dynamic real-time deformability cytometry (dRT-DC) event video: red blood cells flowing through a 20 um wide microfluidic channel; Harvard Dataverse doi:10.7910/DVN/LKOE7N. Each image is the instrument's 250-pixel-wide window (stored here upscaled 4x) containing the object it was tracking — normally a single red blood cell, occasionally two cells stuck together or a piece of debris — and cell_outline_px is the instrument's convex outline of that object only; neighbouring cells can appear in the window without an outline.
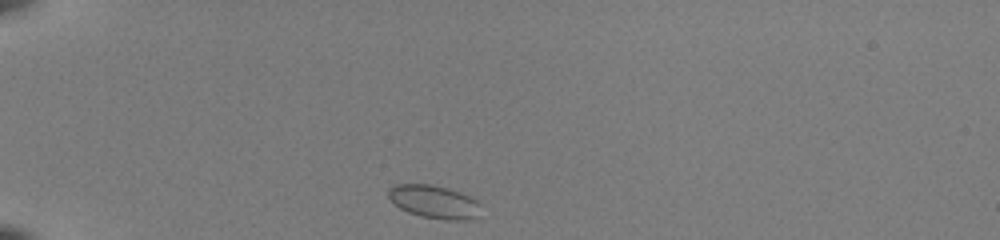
{"species": "common noctule bat (a hibernating species)", "species_latin": "Nyctalus noctula", "temperature_condition": "room temperature", "stored_images_in_passage": 38, "camera_frame_rate_fps": 3000, "um_per_image_px": 0.085, "animal": {"sex": "female", "body_mass_g": 22.0, "forearm_length_mm": 56.7}, "frame": {"image": 1, "passage_image": 1, "time_ms": 0.0, "image_size_px": [1000, 240], "cell_outline_px": [[480, 216], [472, 220], [444, 220], [420, 216], [408, 212], [400, 208], [388, 196], [388, 188], [396, 184], [432, 184], [448, 188], [460, 192], [476, 200], [480, 204]], "centroid_in_image_um": [36.94, 17.16], "position_along_channel_um": 48.1, "area_um2": 18.03}}
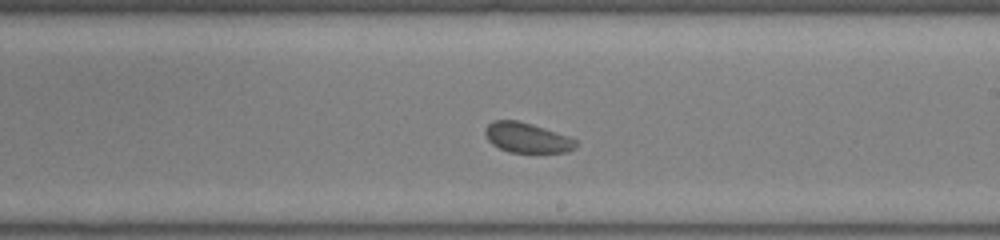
{"frame": {"image": 2, "passage_image": 19, "time_ms": 6.0, "image_size_px": [1000, 240], "cell_outline_px": [[576, 148], [568, 152], [508, 152], [492, 144], [488, 140], [484, 132], [484, 128], [492, 120], [516, 120], [532, 124], [568, 136], [576, 140]], "centroid_in_image_um": [44.77, 11.7], "position_along_channel_um": 244.2, "area_um2": 15.84}}
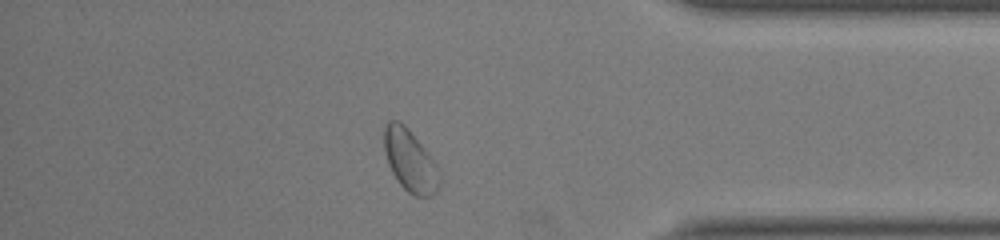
{"frame": {"image": 3, "passage_image": 32, "time_ms": 10.333, "image_size_px": [1000, 240], "cell_outline_px": [[440, 184], [436, 192], [432, 196], [416, 196], [408, 192], [396, 180], [388, 164], [384, 152], [384, 128], [388, 120], [400, 120], [408, 128], [432, 160], [440, 172]], "centroid_in_image_um": [34.83, 13.66], "position_along_channel_um": 400.4, "area_um2": 19.83}}